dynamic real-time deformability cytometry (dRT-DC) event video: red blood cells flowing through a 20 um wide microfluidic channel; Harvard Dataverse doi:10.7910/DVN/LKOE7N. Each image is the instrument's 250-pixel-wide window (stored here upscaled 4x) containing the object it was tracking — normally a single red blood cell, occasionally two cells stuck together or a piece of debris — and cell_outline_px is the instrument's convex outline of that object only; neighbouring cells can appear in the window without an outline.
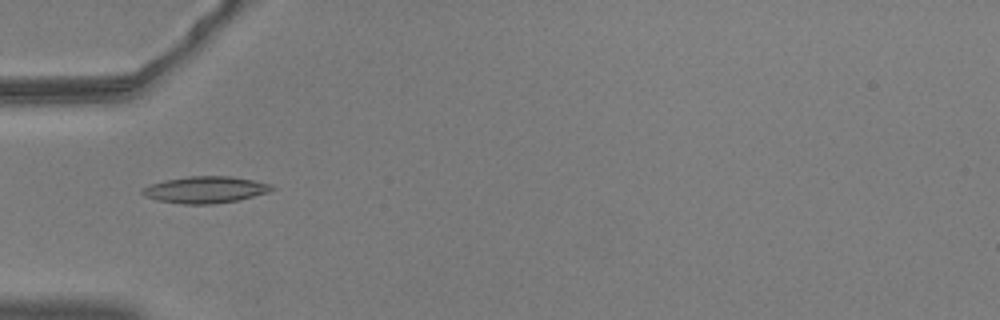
{"species": "common noctule bat (a hibernating species)", "species_latin": "Nyctalus noctula", "temperature_condition": "warm", "stored_images_in_passage": 40, "camera_frame_rate_fps": 3000, "um_per_image_px": 0.085, "animal": {"sex": "male", "body_mass_g": 20.5, "forearm_length_mm": 52.5}, "frame": {"image": 1, "passage_image": 14, "time_ms": 4.333, "image_size_px": [1000, 320], "cell_outline_px": [[276, 188], [268, 192], [240, 200], [216, 204], [184, 204], [156, 200], [144, 196], [140, 192], [140, 188], [148, 184], [164, 180], [188, 176], [228, 176], [252, 180], [272, 184]], "centroid_in_image_um": [17.41, 16.13], "position_along_channel_um": 67.6, "area_um2": 20.4}}
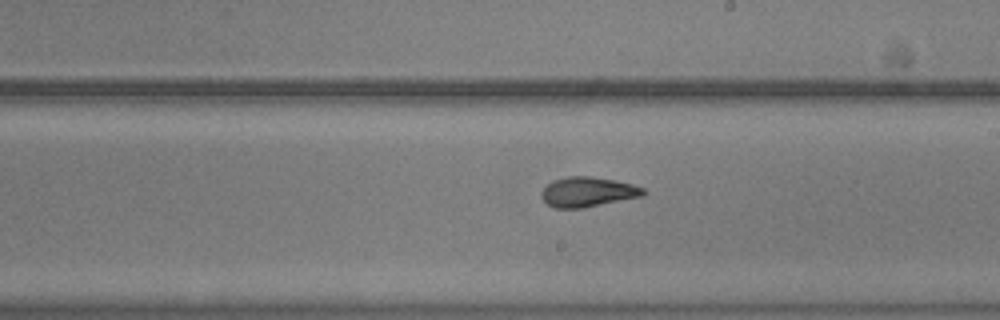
{"frame": {"image": 2, "passage_image": 28, "time_ms": 9.0, "image_size_px": [1000, 320], "cell_outline_px": [[648, 192], [644, 196], [584, 208], [556, 208], [548, 204], [540, 196], [540, 192], [552, 180], [568, 176], [592, 176], [632, 184], [644, 188]], "centroid_in_image_um": [49.98, 16.32], "position_along_channel_um": 239.0, "area_um2": 17.86}}
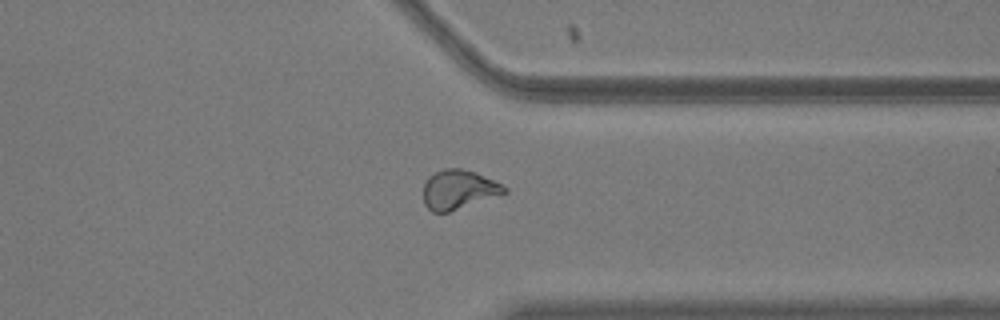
{"frame": {"image": 3, "passage_image": 39, "time_ms": 12.667, "image_size_px": [1000, 320], "cell_outline_px": [[508, 192], [448, 212], [432, 212], [424, 204], [424, 184], [428, 176], [444, 168], [460, 168], [476, 172], [508, 188]], "centroid_in_image_um": [38.96, 16.1], "position_along_channel_um": 372.4, "area_um2": 18.32}}